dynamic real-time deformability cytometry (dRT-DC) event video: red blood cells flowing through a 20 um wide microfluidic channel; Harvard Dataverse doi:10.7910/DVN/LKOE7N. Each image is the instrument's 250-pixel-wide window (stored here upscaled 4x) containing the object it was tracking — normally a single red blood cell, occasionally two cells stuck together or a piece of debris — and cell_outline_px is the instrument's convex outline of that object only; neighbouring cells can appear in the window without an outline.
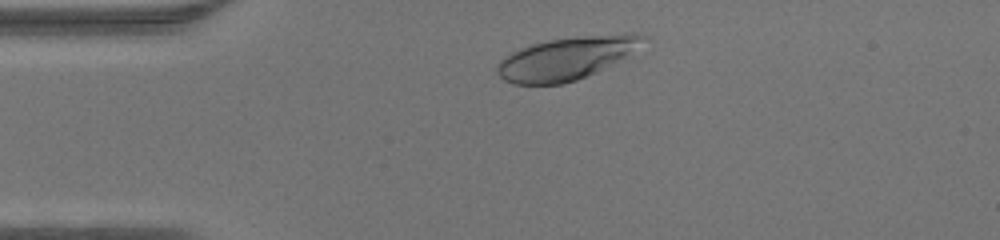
{"species": "human", "species_latin": "Homo sapiens", "temperature_condition": "warm", "stored_images_in_passage": 32, "camera_frame_rate_fps": 3000, "um_per_image_px": 0.085, "donor": {"sex": "male"}, "frame": {"image": 1, "passage_image": 3, "time_ms": 0.667, "image_size_px": [1000, 240], "cell_outline_px": [[648, 36], [624, 56], [596, 72], [576, 80], [560, 84], [512, 84], [504, 80], [496, 72], [496, 64], [504, 56], [520, 48], [532, 44], [548, 40], [584, 36], [628, 32], [632, 32]], "centroid_in_image_um": [48.06, 4.96], "position_along_channel_um": 36.9, "area_um2": 35.78}}
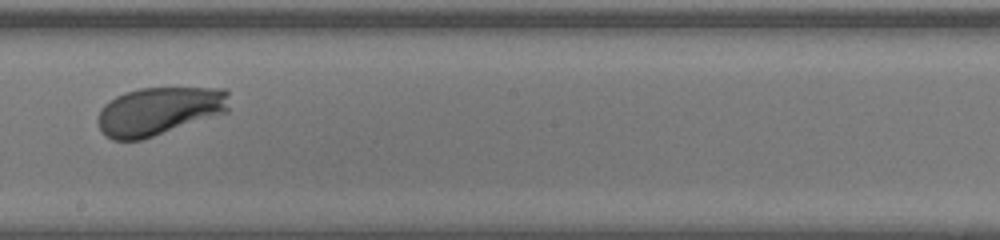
{"frame": {"image": 2, "passage_image": 19, "time_ms": 6.0, "image_size_px": [1000, 240], "cell_outline_px": [[228, 112], [140, 140], [112, 140], [100, 128], [96, 120], [104, 104], [116, 96], [124, 92], [140, 88], [228, 88]], "centroid_in_image_um": [13.53, 9.42], "position_along_channel_um": 234.7, "area_um2": 36.7}}
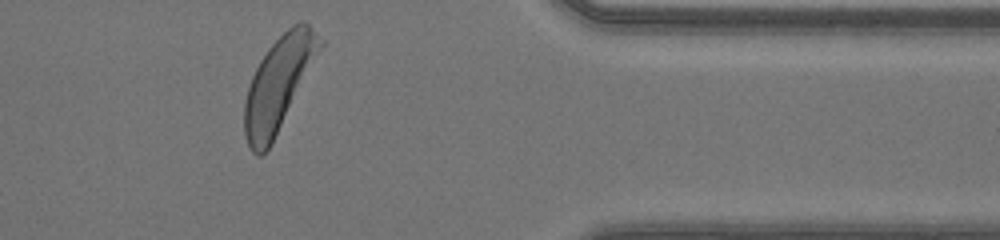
{"frame": {"image": 3, "passage_image": 31, "time_ms": 10.0, "image_size_px": [1000, 240], "cell_outline_px": [[324, 44], [272, 144], [260, 156], [256, 156], [252, 152], [248, 144], [244, 132], [244, 104], [248, 88], [252, 76], [260, 60], [268, 48], [292, 24], [300, 20], [304, 20], [324, 40]], "centroid_in_image_um": [23.69, 7.11], "position_along_channel_um": 387.7, "area_um2": 40.92}}